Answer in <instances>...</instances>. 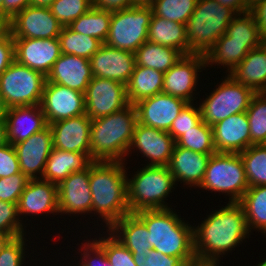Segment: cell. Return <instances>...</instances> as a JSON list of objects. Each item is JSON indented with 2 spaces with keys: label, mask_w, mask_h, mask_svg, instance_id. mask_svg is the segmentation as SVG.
I'll return each mask as SVG.
<instances>
[{
  "label": "cell",
  "mask_w": 266,
  "mask_h": 266,
  "mask_svg": "<svg viewBox=\"0 0 266 266\" xmlns=\"http://www.w3.org/2000/svg\"><path fill=\"white\" fill-rule=\"evenodd\" d=\"M194 226V251L198 265H220L225 255L250 237L246 217L238 202H228ZM197 226V227H196Z\"/></svg>",
  "instance_id": "6da1fadb"
},
{
  "label": "cell",
  "mask_w": 266,
  "mask_h": 266,
  "mask_svg": "<svg viewBox=\"0 0 266 266\" xmlns=\"http://www.w3.org/2000/svg\"><path fill=\"white\" fill-rule=\"evenodd\" d=\"M126 164L122 161H94L90 165L92 214L99 215L97 219L105 225L103 229H109L130 213L127 203V177L130 175L126 172Z\"/></svg>",
  "instance_id": "7a4b0ae2"
},
{
  "label": "cell",
  "mask_w": 266,
  "mask_h": 266,
  "mask_svg": "<svg viewBox=\"0 0 266 266\" xmlns=\"http://www.w3.org/2000/svg\"><path fill=\"white\" fill-rule=\"evenodd\" d=\"M174 209L142 210L135 214L145 223L153 250L180 257L188 266H196L194 226Z\"/></svg>",
  "instance_id": "3957f363"
},
{
  "label": "cell",
  "mask_w": 266,
  "mask_h": 266,
  "mask_svg": "<svg viewBox=\"0 0 266 266\" xmlns=\"http://www.w3.org/2000/svg\"><path fill=\"white\" fill-rule=\"evenodd\" d=\"M137 111L133 104L110 115L92 120L90 157L94 161H128Z\"/></svg>",
  "instance_id": "277c9868"
},
{
  "label": "cell",
  "mask_w": 266,
  "mask_h": 266,
  "mask_svg": "<svg viewBox=\"0 0 266 266\" xmlns=\"http://www.w3.org/2000/svg\"><path fill=\"white\" fill-rule=\"evenodd\" d=\"M127 177V203L130 213L172 208L167 198L177 187L168 166L140 167ZM170 206V207H169Z\"/></svg>",
  "instance_id": "5b68a950"
},
{
  "label": "cell",
  "mask_w": 266,
  "mask_h": 266,
  "mask_svg": "<svg viewBox=\"0 0 266 266\" xmlns=\"http://www.w3.org/2000/svg\"><path fill=\"white\" fill-rule=\"evenodd\" d=\"M237 13L217 0H198L186 24L189 54H206Z\"/></svg>",
  "instance_id": "8992f818"
},
{
  "label": "cell",
  "mask_w": 266,
  "mask_h": 266,
  "mask_svg": "<svg viewBox=\"0 0 266 266\" xmlns=\"http://www.w3.org/2000/svg\"><path fill=\"white\" fill-rule=\"evenodd\" d=\"M209 193H222L228 202H239L249 188L239 153H215L210 156L202 183L198 187Z\"/></svg>",
  "instance_id": "52a82bcc"
},
{
  "label": "cell",
  "mask_w": 266,
  "mask_h": 266,
  "mask_svg": "<svg viewBox=\"0 0 266 266\" xmlns=\"http://www.w3.org/2000/svg\"><path fill=\"white\" fill-rule=\"evenodd\" d=\"M223 78L209 95L205 94L207 97L204 100L199 98L202 100L199 101L202 121L209 126L231 115L246 112L256 94L250 87L238 83L229 74H225Z\"/></svg>",
  "instance_id": "ba28073f"
},
{
  "label": "cell",
  "mask_w": 266,
  "mask_h": 266,
  "mask_svg": "<svg viewBox=\"0 0 266 266\" xmlns=\"http://www.w3.org/2000/svg\"><path fill=\"white\" fill-rule=\"evenodd\" d=\"M152 15V8L144 5L112 11L105 44L135 53L147 41Z\"/></svg>",
  "instance_id": "9c48e42d"
},
{
  "label": "cell",
  "mask_w": 266,
  "mask_h": 266,
  "mask_svg": "<svg viewBox=\"0 0 266 266\" xmlns=\"http://www.w3.org/2000/svg\"><path fill=\"white\" fill-rule=\"evenodd\" d=\"M47 77L14 61L0 75V92L8 108L39 105Z\"/></svg>",
  "instance_id": "30bf717a"
},
{
  "label": "cell",
  "mask_w": 266,
  "mask_h": 266,
  "mask_svg": "<svg viewBox=\"0 0 266 266\" xmlns=\"http://www.w3.org/2000/svg\"><path fill=\"white\" fill-rule=\"evenodd\" d=\"M85 114L95 120L129 105L126 85L111 79L93 77L84 93Z\"/></svg>",
  "instance_id": "8fae6325"
},
{
  "label": "cell",
  "mask_w": 266,
  "mask_h": 266,
  "mask_svg": "<svg viewBox=\"0 0 266 266\" xmlns=\"http://www.w3.org/2000/svg\"><path fill=\"white\" fill-rule=\"evenodd\" d=\"M203 70H206L204 54L184 55L164 73L162 92L181 98L188 103L195 102L198 98L195 91L198 89L196 87L200 80L201 74L199 73Z\"/></svg>",
  "instance_id": "7c38bea8"
},
{
  "label": "cell",
  "mask_w": 266,
  "mask_h": 266,
  "mask_svg": "<svg viewBox=\"0 0 266 266\" xmlns=\"http://www.w3.org/2000/svg\"><path fill=\"white\" fill-rule=\"evenodd\" d=\"M47 124L85 114L84 93L46 81L40 103Z\"/></svg>",
  "instance_id": "4fadbf2b"
},
{
  "label": "cell",
  "mask_w": 266,
  "mask_h": 266,
  "mask_svg": "<svg viewBox=\"0 0 266 266\" xmlns=\"http://www.w3.org/2000/svg\"><path fill=\"white\" fill-rule=\"evenodd\" d=\"M175 144V140L168 132L137 122L127 157L138 151L147 159V166H168Z\"/></svg>",
  "instance_id": "5bb4252c"
},
{
  "label": "cell",
  "mask_w": 266,
  "mask_h": 266,
  "mask_svg": "<svg viewBox=\"0 0 266 266\" xmlns=\"http://www.w3.org/2000/svg\"><path fill=\"white\" fill-rule=\"evenodd\" d=\"M62 25L49 7L27 6L10 20L13 38H58Z\"/></svg>",
  "instance_id": "9a60e30c"
},
{
  "label": "cell",
  "mask_w": 266,
  "mask_h": 266,
  "mask_svg": "<svg viewBox=\"0 0 266 266\" xmlns=\"http://www.w3.org/2000/svg\"><path fill=\"white\" fill-rule=\"evenodd\" d=\"M89 179L90 166L85 170L71 173L58 185L59 215L67 214L76 217L84 213L81 215L83 217L86 214H92V194Z\"/></svg>",
  "instance_id": "2e32d148"
},
{
  "label": "cell",
  "mask_w": 266,
  "mask_h": 266,
  "mask_svg": "<svg viewBox=\"0 0 266 266\" xmlns=\"http://www.w3.org/2000/svg\"><path fill=\"white\" fill-rule=\"evenodd\" d=\"M15 61L46 77L61 55L58 38H14Z\"/></svg>",
  "instance_id": "e0dca14e"
},
{
  "label": "cell",
  "mask_w": 266,
  "mask_h": 266,
  "mask_svg": "<svg viewBox=\"0 0 266 266\" xmlns=\"http://www.w3.org/2000/svg\"><path fill=\"white\" fill-rule=\"evenodd\" d=\"M13 146L17 153L20 171L28 179H42L46 161L53 149V136L49 125Z\"/></svg>",
  "instance_id": "ac0fdd59"
},
{
  "label": "cell",
  "mask_w": 266,
  "mask_h": 266,
  "mask_svg": "<svg viewBox=\"0 0 266 266\" xmlns=\"http://www.w3.org/2000/svg\"><path fill=\"white\" fill-rule=\"evenodd\" d=\"M185 100L158 93L135 104L138 123L169 132L170 126L187 104Z\"/></svg>",
  "instance_id": "d6986e66"
},
{
  "label": "cell",
  "mask_w": 266,
  "mask_h": 266,
  "mask_svg": "<svg viewBox=\"0 0 266 266\" xmlns=\"http://www.w3.org/2000/svg\"><path fill=\"white\" fill-rule=\"evenodd\" d=\"M17 207L19 218L26 228V220L23 221L26 216L33 218L38 214H46L47 217L49 214L58 215V185L43 179H29Z\"/></svg>",
  "instance_id": "ffe728a7"
},
{
  "label": "cell",
  "mask_w": 266,
  "mask_h": 266,
  "mask_svg": "<svg viewBox=\"0 0 266 266\" xmlns=\"http://www.w3.org/2000/svg\"><path fill=\"white\" fill-rule=\"evenodd\" d=\"M93 77L127 84L135 67V53L113 48L105 43L89 59Z\"/></svg>",
  "instance_id": "44dd1931"
},
{
  "label": "cell",
  "mask_w": 266,
  "mask_h": 266,
  "mask_svg": "<svg viewBox=\"0 0 266 266\" xmlns=\"http://www.w3.org/2000/svg\"><path fill=\"white\" fill-rule=\"evenodd\" d=\"M92 120L86 115L49 124L53 136V148L63 151L90 154Z\"/></svg>",
  "instance_id": "7402d4cb"
},
{
  "label": "cell",
  "mask_w": 266,
  "mask_h": 266,
  "mask_svg": "<svg viewBox=\"0 0 266 266\" xmlns=\"http://www.w3.org/2000/svg\"><path fill=\"white\" fill-rule=\"evenodd\" d=\"M212 130L217 153H240L252 145L246 112L217 122Z\"/></svg>",
  "instance_id": "603a6c76"
},
{
  "label": "cell",
  "mask_w": 266,
  "mask_h": 266,
  "mask_svg": "<svg viewBox=\"0 0 266 266\" xmlns=\"http://www.w3.org/2000/svg\"><path fill=\"white\" fill-rule=\"evenodd\" d=\"M5 122L7 143L12 145L28 139L48 126L40 104L8 108Z\"/></svg>",
  "instance_id": "cb8c5ba5"
},
{
  "label": "cell",
  "mask_w": 266,
  "mask_h": 266,
  "mask_svg": "<svg viewBox=\"0 0 266 266\" xmlns=\"http://www.w3.org/2000/svg\"><path fill=\"white\" fill-rule=\"evenodd\" d=\"M210 156L209 154L194 152L175 144L168 167L176 185L178 186L180 182L187 189L188 187L198 188L203 181Z\"/></svg>",
  "instance_id": "d4e9b609"
},
{
  "label": "cell",
  "mask_w": 266,
  "mask_h": 266,
  "mask_svg": "<svg viewBox=\"0 0 266 266\" xmlns=\"http://www.w3.org/2000/svg\"><path fill=\"white\" fill-rule=\"evenodd\" d=\"M90 61L87 58L61 53L54 63L47 81L85 93L92 80Z\"/></svg>",
  "instance_id": "484cf974"
},
{
  "label": "cell",
  "mask_w": 266,
  "mask_h": 266,
  "mask_svg": "<svg viewBox=\"0 0 266 266\" xmlns=\"http://www.w3.org/2000/svg\"><path fill=\"white\" fill-rule=\"evenodd\" d=\"M94 160L90 154L63 151L53 148L42 176L43 180L59 185L71 173L87 169Z\"/></svg>",
  "instance_id": "4316f807"
},
{
  "label": "cell",
  "mask_w": 266,
  "mask_h": 266,
  "mask_svg": "<svg viewBox=\"0 0 266 266\" xmlns=\"http://www.w3.org/2000/svg\"><path fill=\"white\" fill-rule=\"evenodd\" d=\"M108 230L130 250L132 255L149 254L152 249L148 229L135 213L126 214Z\"/></svg>",
  "instance_id": "83f0119b"
},
{
  "label": "cell",
  "mask_w": 266,
  "mask_h": 266,
  "mask_svg": "<svg viewBox=\"0 0 266 266\" xmlns=\"http://www.w3.org/2000/svg\"><path fill=\"white\" fill-rule=\"evenodd\" d=\"M229 75L258 93L266 84V44L250 50Z\"/></svg>",
  "instance_id": "f1b7e54d"
},
{
  "label": "cell",
  "mask_w": 266,
  "mask_h": 266,
  "mask_svg": "<svg viewBox=\"0 0 266 266\" xmlns=\"http://www.w3.org/2000/svg\"><path fill=\"white\" fill-rule=\"evenodd\" d=\"M147 40L176 49L183 56L189 55L185 24L166 20L153 14L148 28Z\"/></svg>",
  "instance_id": "f546056e"
},
{
  "label": "cell",
  "mask_w": 266,
  "mask_h": 266,
  "mask_svg": "<svg viewBox=\"0 0 266 266\" xmlns=\"http://www.w3.org/2000/svg\"><path fill=\"white\" fill-rule=\"evenodd\" d=\"M163 82V72L135 64L132 76L126 84L129 104L135 105L138 101L161 93Z\"/></svg>",
  "instance_id": "4dcf8cb0"
},
{
  "label": "cell",
  "mask_w": 266,
  "mask_h": 266,
  "mask_svg": "<svg viewBox=\"0 0 266 266\" xmlns=\"http://www.w3.org/2000/svg\"><path fill=\"white\" fill-rule=\"evenodd\" d=\"M250 51L244 43L230 41V37L225 33L205 54V64L207 67L215 66L226 69L224 73L232 71ZM227 67V68H226Z\"/></svg>",
  "instance_id": "1f68e13d"
},
{
  "label": "cell",
  "mask_w": 266,
  "mask_h": 266,
  "mask_svg": "<svg viewBox=\"0 0 266 266\" xmlns=\"http://www.w3.org/2000/svg\"><path fill=\"white\" fill-rule=\"evenodd\" d=\"M238 203L243 208L249 232L257 230L266 238V185L249 187Z\"/></svg>",
  "instance_id": "d6a6232c"
},
{
  "label": "cell",
  "mask_w": 266,
  "mask_h": 266,
  "mask_svg": "<svg viewBox=\"0 0 266 266\" xmlns=\"http://www.w3.org/2000/svg\"><path fill=\"white\" fill-rule=\"evenodd\" d=\"M183 55L176 49L146 41L135 52L137 66L152 68L166 73Z\"/></svg>",
  "instance_id": "836d02e7"
},
{
  "label": "cell",
  "mask_w": 266,
  "mask_h": 266,
  "mask_svg": "<svg viewBox=\"0 0 266 266\" xmlns=\"http://www.w3.org/2000/svg\"><path fill=\"white\" fill-rule=\"evenodd\" d=\"M112 11L91 7L85 14L74 20L68 27L74 32L94 37L105 43L109 34Z\"/></svg>",
  "instance_id": "e575fe53"
},
{
  "label": "cell",
  "mask_w": 266,
  "mask_h": 266,
  "mask_svg": "<svg viewBox=\"0 0 266 266\" xmlns=\"http://www.w3.org/2000/svg\"><path fill=\"white\" fill-rule=\"evenodd\" d=\"M226 34L230 37V41L244 43L250 50L264 43L259 27L250 11L237 14L227 26Z\"/></svg>",
  "instance_id": "d590c367"
},
{
  "label": "cell",
  "mask_w": 266,
  "mask_h": 266,
  "mask_svg": "<svg viewBox=\"0 0 266 266\" xmlns=\"http://www.w3.org/2000/svg\"><path fill=\"white\" fill-rule=\"evenodd\" d=\"M61 53L90 59L103 44L94 37L74 32L68 26L62 27L58 36Z\"/></svg>",
  "instance_id": "8d00e7d4"
},
{
  "label": "cell",
  "mask_w": 266,
  "mask_h": 266,
  "mask_svg": "<svg viewBox=\"0 0 266 266\" xmlns=\"http://www.w3.org/2000/svg\"><path fill=\"white\" fill-rule=\"evenodd\" d=\"M239 154L249 187L266 185V144L251 145Z\"/></svg>",
  "instance_id": "74e56055"
},
{
  "label": "cell",
  "mask_w": 266,
  "mask_h": 266,
  "mask_svg": "<svg viewBox=\"0 0 266 266\" xmlns=\"http://www.w3.org/2000/svg\"><path fill=\"white\" fill-rule=\"evenodd\" d=\"M176 145L194 152L213 155L217 153L214 145L212 126L201 121L196 127L186 131Z\"/></svg>",
  "instance_id": "f35d334b"
},
{
  "label": "cell",
  "mask_w": 266,
  "mask_h": 266,
  "mask_svg": "<svg viewBox=\"0 0 266 266\" xmlns=\"http://www.w3.org/2000/svg\"><path fill=\"white\" fill-rule=\"evenodd\" d=\"M198 0H156L150 7L155 16L187 24Z\"/></svg>",
  "instance_id": "ab89813d"
},
{
  "label": "cell",
  "mask_w": 266,
  "mask_h": 266,
  "mask_svg": "<svg viewBox=\"0 0 266 266\" xmlns=\"http://www.w3.org/2000/svg\"><path fill=\"white\" fill-rule=\"evenodd\" d=\"M103 230L105 229H101L104 234L99 233V237L97 236L91 239L104 250L110 264L112 266H137L130 250H128L108 229H106V231Z\"/></svg>",
  "instance_id": "60d3db41"
},
{
  "label": "cell",
  "mask_w": 266,
  "mask_h": 266,
  "mask_svg": "<svg viewBox=\"0 0 266 266\" xmlns=\"http://www.w3.org/2000/svg\"><path fill=\"white\" fill-rule=\"evenodd\" d=\"M252 145L266 144V99L256 93L246 111Z\"/></svg>",
  "instance_id": "b9f144b4"
},
{
  "label": "cell",
  "mask_w": 266,
  "mask_h": 266,
  "mask_svg": "<svg viewBox=\"0 0 266 266\" xmlns=\"http://www.w3.org/2000/svg\"><path fill=\"white\" fill-rule=\"evenodd\" d=\"M93 6V0H55L49 8L53 16L64 27L85 14Z\"/></svg>",
  "instance_id": "7bdbcfd3"
},
{
  "label": "cell",
  "mask_w": 266,
  "mask_h": 266,
  "mask_svg": "<svg viewBox=\"0 0 266 266\" xmlns=\"http://www.w3.org/2000/svg\"><path fill=\"white\" fill-rule=\"evenodd\" d=\"M198 101L187 103L181 110L177 118L170 126L169 134L173 137L175 142L193 127H196L201 121V111L198 107Z\"/></svg>",
  "instance_id": "ee69618b"
},
{
  "label": "cell",
  "mask_w": 266,
  "mask_h": 266,
  "mask_svg": "<svg viewBox=\"0 0 266 266\" xmlns=\"http://www.w3.org/2000/svg\"><path fill=\"white\" fill-rule=\"evenodd\" d=\"M26 231L19 218L17 204L0 200V233L15 238L26 234Z\"/></svg>",
  "instance_id": "f6af8a7d"
},
{
  "label": "cell",
  "mask_w": 266,
  "mask_h": 266,
  "mask_svg": "<svg viewBox=\"0 0 266 266\" xmlns=\"http://www.w3.org/2000/svg\"><path fill=\"white\" fill-rule=\"evenodd\" d=\"M27 234L12 238L0 252V266H25L27 245ZM28 246V248L26 247ZM25 263V264H24Z\"/></svg>",
  "instance_id": "bcb514c9"
},
{
  "label": "cell",
  "mask_w": 266,
  "mask_h": 266,
  "mask_svg": "<svg viewBox=\"0 0 266 266\" xmlns=\"http://www.w3.org/2000/svg\"><path fill=\"white\" fill-rule=\"evenodd\" d=\"M83 242L80 245L79 252L75 251L80 255V260L78 263L76 262V266H112L104 250L93 239L87 238Z\"/></svg>",
  "instance_id": "7dc6e473"
},
{
  "label": "cell",
  "mask_w": 266,
  "mask_h": 266,
  "mask_svg": "<svg viewBox=\"0 0 266 266\" xmlns=\"http://www.w3.org/2000/svg\"><path fill=\"white\" fill-rule=\"evenodd\" d=\"M29 179L22 173L0 178V200L18 204Z\"/></svg>",
  "instance_id": "c3c4849f"
},
{
  "label": "cell",
  "mask_w": 266,
  "mask_h": 266,
  "mask_svg": "<svg viewBox=\"0 0 266 266\" xmlns=\"http://www.w3.org/2000/svg\"><path fill=\"white\" fill-rule=\"evenodd\" d=\"M137 266H188L180 257L165 255L151 249L149 254L133 255Z\"/></svg>",
  "instance_id": "681fc988"
},
{
  "label": "cell",
  "mask_w": 266,
  "mask_h": 266,
  "mask_svg": "<svg viewBox=\"0 0 266 266\" xmlns=\"http://www.w3.org/2000/svg\"><path fill=\"white\" fill-rule=\"evenodd\" d=\"M17 153L12 144L6 143L0 147V178L20 173Z\"/></svg>",
  "instance_id": "f907efd6"
},
{
  "label": "cell",
  "mask_w": 266,
  "mask_h": 266,
  "mask_svg": "<svg viewBox=\"0 0 266 266\" xmlns=\"http://www.w3.org/2000/svg\"><path fill=\"white\" fill-rule=\"evenodd\" d=\"M15 61L14 38L9 33L0 40V75Z\"/></svg>",
  "instance_id": "816d5d0a"
},
{
  "label": "cell",
  "mask_w": 266,
  "mask_h": 266,
  "mask_svg": "<svg viewBox=\"0 0 266 266\" xmlns=\"http://www.w3.org/2000/svg\"><path fill=\"white\" fill-rule=\"evenodd\" d=\"M250 12L253 14L256 24L259 27L262 38L266 39V0L257 2L250 8Z\"/></svg>",
  "instance_id": "f5cc1de1"
},
{
  "label": "cell",
  "mask_w": 266,
  "mask_h": 266,
  "mask_svg": "<svg viewBox=\"0 0 266 266\" xmlns=\"http://www.w3.org/2000/svg\"><path fill=\"white\" fill-rule=\"evenodd\" d=\"M135 6V0H93V7L101 10H121Z\"/></svg>",
  "instance_id": "db71d44e"
},
{
  "label": "cell",
  "mask_w": 266,
  "mask_h": 266,
  "mask_svg": "<svg viewBox=\"0 0 266 266\" xmlns=\"http://www.w3.org/2000/svg\"><path fill=\"white\" fill-rule=\"evenodd\" d=\"M31 5V0H3V16L11 20L25 7Z\"/></svg>",
  "instance_id": "11a10c76"
},
{
  "label": "cell",
  "mask_w": 266,
  "mask_h": 266,
  "mask_svg": "<svg viewBox=\"0 0 266 266\" xmlns=\"http://www.w3.org/2000/svg\"><path fill=\"white\" fill-rule=\"evenodd\" d=\"M217 2L233 9L237 14L250 11V8L246 5V0H217Z\"/></svg>",
  "instance_id": "9f6ffc18"
},
{
  "label": "cell",
  "mask_w": 266,
  "mask_h": 266,
  "mask_svg": "<svg viewBox=\"0 0 266 266\" xmlns=\"http://www.w3.org/2000/svg\"><path fill=\"white\" fill-rule=\"evenodd\" d=\"M10 33V20L0 15V40L4 39Z\"/></svg>",
  "instance_id": "6f0895ef"
},
{
  "label": "cell",
  "mask_w": 266,
  "mask_h": 266,
  "mask_svg": "<svg viewBox=\"0 0 266 266\" xmlns=\"http://www.w3.org/2000/svg\"><path fill=\"white\" fill-rule=\"evenodd\" d=\"M7 143L6 122L0 119V147Z\"/></svg>",
  "instance_id": "680465c9"
},
{
  "label": "cell",
  "mask_w": 266,
  "mask_h": 266,
  "mask_svg": "<svg viewBox=\"0 0 266 266\" xmlns=\"http://www.w3.org/2000/svg\"><path fill=\"white\" fill-rule=\"evenodd\" d=\"M8 107L3 99V95L0 92V119H5Z\"/></svg>",
  "instance_id": "91938a15"
},
{
  "label": "cell",
  "mask_w": 266,
  "mask_h": 266,
  "mask_svg": "<svg viewBox=\"0 0 266 266\" xmlns=\"http://www.w3.org/2000/svg\"><path fill=\"white\" fill-rule=\"evenodd\" d=\"M55 0H31L32 6H43V7H49L52 2Z\"/></svg>",
  "instance_id": "94428289"
},
{
  "label": "cell",
  "mask_w": 266,
  "mask_h": 266,
  "mask_svg": "<svg viewBox=\"0 0 266 266\" xmlns=\"http://www.w3.org/2000/svg\"><path fill=\"white\" fill-rule=\"evenodd\" d=\"M10 235L0 233V252L3 250L5 245L12 239Z\"/></svg>",
  "instance_id": "6125c7cd"
},
{
  "label": "cell",
  "mask_w": 266,
  "mask_h": 266,
  "mask_svg": "<svg viewBox=\"0 0 266 266\" xmlns=\"http://www.w3.org/2000/svg\"><path fill=\"white\" fill-rule=\"evenodd\" d=\"M156 0H135V5L151 6Z\"/></svg>",
  "instance_id": "be15d7a7"
},
{
  "label": "cell",
  "mask_w": 266,
  "mask_h": 266,
  "mask_svg": "<svg viewBox=\"0 0 266 266\" xmlns=\"http://www.w3.org/2000/svg\"><path fill=\"white\" fill-rule=\"evenodd\" d=\"M261 0H246V5L251 8L253 7L257 2H259Z\"/></svg>",
  "instance_id": "e7e4bbea"
},
{
  "label": "cell",
  "mask_w": 266,
  "mask_h": 266,
  "mask_svg": "<svg viewBox=\"0 0 266 266\" xmlns=\"http://www.w3.org/2000/svg\"><path fill=\"white\" fill-rule=\"evenodd\" d=\"M258 93L261 94L266 99V84Z\"/></svg>",
  "instance_id": "03108f58"
},
{
  "label": "cell",
  "mask_w": 266,
  "mask_h": 266,
  "mask_svg": "<svg viewBox=\"0 0 266 266\" xmlns=\"http://www.w3.org/2000/svg\"><path fill=\"white\" fill-rule=\"evenodd\" d=\"M262 259L264 260L258 262V264L257 265L255 264L254 266H266V259L265 258H262Z\"/></svg>",
  "instance_id": "003e7915"
},
{
  "label": "cell",
  "mask_w": 266,
  "mask_h": 266,
  "mask_svg": "<svg viewBox=\"0 0 266 266\" xmlns=\"http://www.w3.org/2000/svg\"><path fill=\"white\" fill-rule=\"evenodd\" d=\"M0 15H3V0H0Z\"/></svg>",
  "instance_id": "a7ac6f4b"
},
{
  "label": "cell",
  "mask_w": 266,
  "mask_h": 266,
  "mask_svg": "<svg viewBox=\"0 0 266 266\" xmlns=\"http://www.w3.org/2000/svg\"><path fill=\"white\" fill-rule=\"evenodd\" d=\"M196 266H219V265H196Z\"/></svg>",
  "instance_id": "89a4df30"
}]
</instances>
